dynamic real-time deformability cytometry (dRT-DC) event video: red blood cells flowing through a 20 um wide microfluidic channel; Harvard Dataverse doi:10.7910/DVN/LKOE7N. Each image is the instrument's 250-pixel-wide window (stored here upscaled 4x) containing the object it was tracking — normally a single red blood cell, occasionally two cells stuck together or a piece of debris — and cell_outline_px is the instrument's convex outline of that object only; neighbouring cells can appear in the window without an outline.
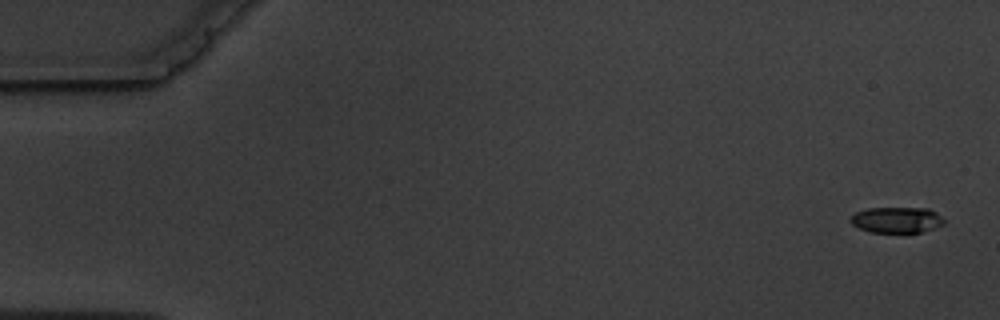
{"species": "common noctule bat (a hibernating species)", "species_latin": "Nyctalus noctula", "temperature_condition": "warm", "stored_images_in_passage": 6, "camera_frame_rate_fps": 3000, "um_per_image_px": 0.085, "animal": {"sex": "male", "body_mass_g": 19.5, "forearm_length_mm": 54.6}, "frame": {"image": 1, "passage_image": 1, "time_ms": 0.0, "image_size_px": [1000, 320], "cell_outline_px": [[944, 224], [920, 232], [868, 232], [852, 224], [852, 216], [856, 212], [868, 208], [928, 208], [936, 212], [944, 220]], "centroid_in_image_um": [76.23, 18.68], "position_along_channel_um": 8.8, "area_um2": 13.87}}
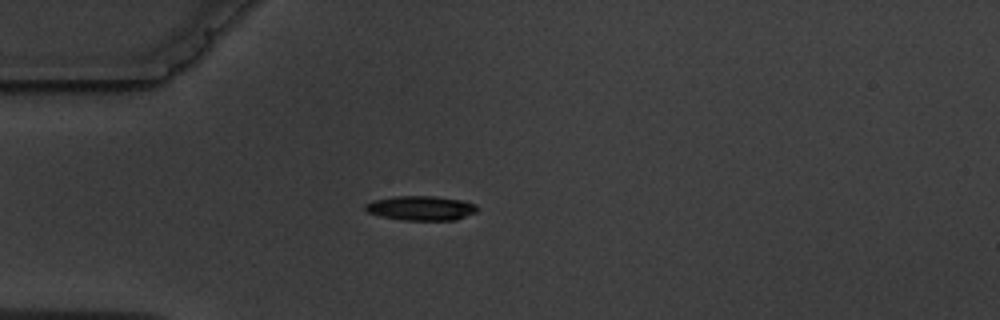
{"frame": {"image": 2, "passage_image": 5, "time_ms": 4.667, "image_size_px": [1000, 320], "cell_outline_px": [[476, 212], [456, 220], [404, 220], [380, 216], [368, 212], [364, 208], [364, 204], [372, 200], [396, 196], [436, 196], [464, 200], [476, 204]], "centroid_in_image_um": [35.78, 17.68], "position_along_channel_um": 49.2, "area_um2": 16.07}}